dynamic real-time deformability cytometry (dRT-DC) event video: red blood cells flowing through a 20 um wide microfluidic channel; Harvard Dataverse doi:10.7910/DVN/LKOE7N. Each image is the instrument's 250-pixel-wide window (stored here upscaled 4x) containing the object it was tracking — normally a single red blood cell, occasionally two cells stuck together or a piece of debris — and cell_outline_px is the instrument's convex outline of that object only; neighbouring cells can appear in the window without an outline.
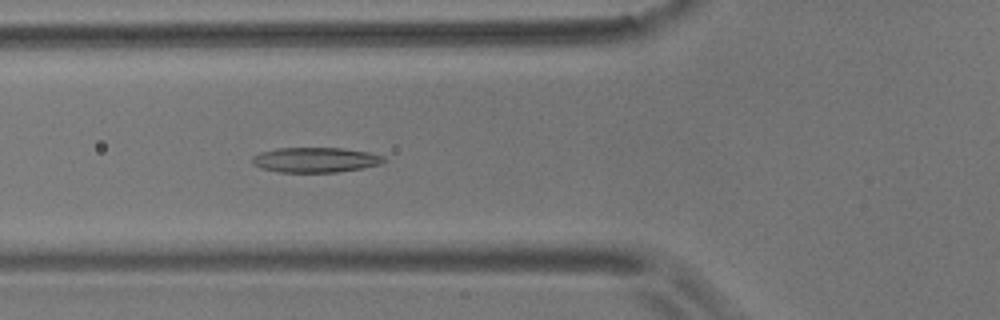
{"species": "common noctule bat (a hibernating species)", "species_latin": "Nyctalus noctula", "temperature_condition": "room temperature", "stored_images_in_passage": 27, "camera_frame_rate_fps": 3000, "um_per_image_px": 0.085, "animal": {"sex": "male", "body_mass_g": 17.9}, "frame": {"image": 1, "passage_image": 7, "time_ms": 2.0, "image_size_px": [1000, 320], "cell_outline_px": [[388, 160], [380, 164], [364, 168], [336, 172], [280, 172], [260, 168], [252, 164], [252, 156], [260, 152], [276, 148], [340, 148], [368, 152], [384, 156]], "centroid_in_image_um": [26.81, 13.59], "position_along_channel_um": 99.0, "area_um2": 19.31}}
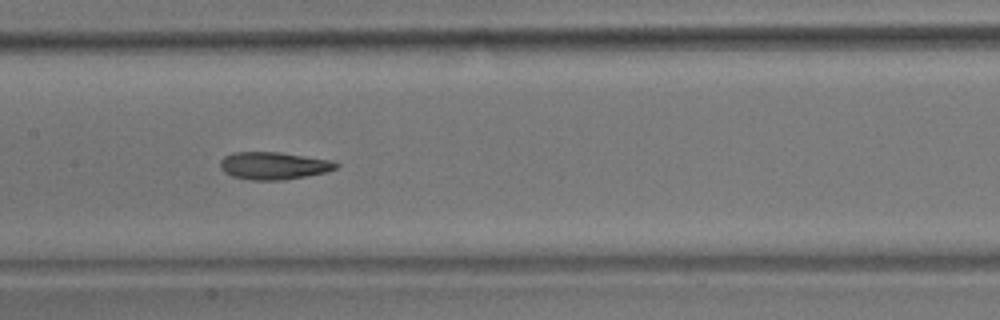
{"frame": {"image": 2, "passage_image": 14, "time_ms": 4.333, "image_size_px": [1000, 320], "cell_outline_px": [[340, 164], [336, 168], [324, 172], [304, 176], [280, 180], [252, 180], [232, 176], [224, 172], [220, 168], [220, 160], [224, 156], [232, 152], [280, 152], [332, 160]], "centroid_in_image_um": [23.23, 14.07], "position_along_channel_um": 184.2, "area_um2": 18.5}}
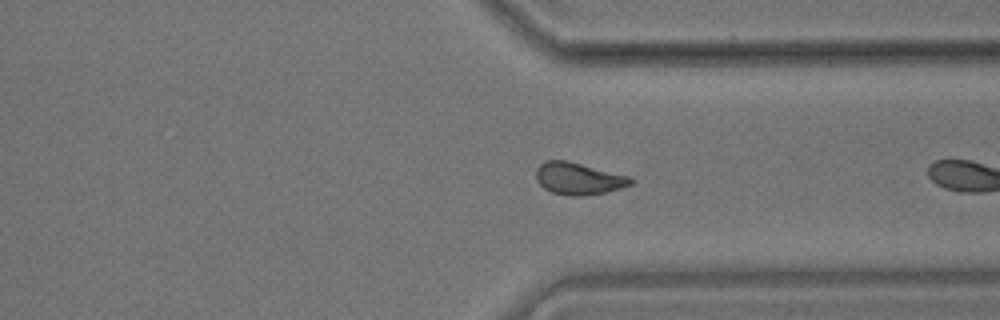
{"frame": {"image": 3, "passage_image": 26, "time_ms": 8.333, "image_size_px": [1000, 320], "cell_outline_px": [[632, 184], [620, 188], [604, 192], [580, 196], [568, 196], [552, 192], [544, 188], [536, 180], [536, 168], [540, 164], [548, 160], [568, 160], [632, 176]], "centroid_in_image_um": [49.18, 15.16], "position_along_channel_um": 362.2, "area_um2": 17.8}}